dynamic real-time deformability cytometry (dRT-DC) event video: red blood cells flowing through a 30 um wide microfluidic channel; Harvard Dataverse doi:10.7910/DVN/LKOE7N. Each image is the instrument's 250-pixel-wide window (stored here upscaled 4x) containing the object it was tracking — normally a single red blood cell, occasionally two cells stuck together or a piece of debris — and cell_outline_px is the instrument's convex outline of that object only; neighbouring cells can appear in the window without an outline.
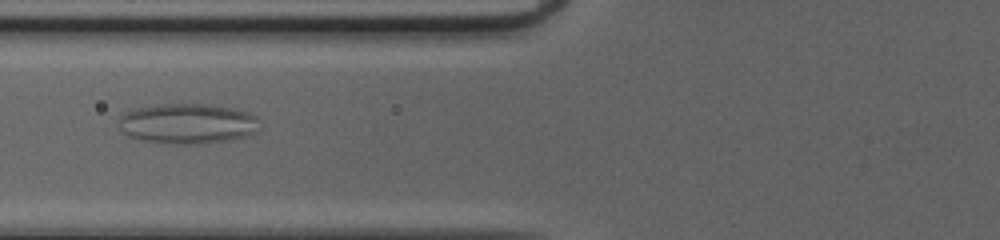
{"species": "common noctule bat (a hibernating species)", "species_latin": "Nyctalus noctula", "temperature_condition": "cold", "stored_images_in_passage": 55, "camera_frame_rate_fps": 3000, "um_per_image_px": 0.085, "animal": {"sex": "female", "body_mass_g": 20.0, "forearm_length_mm": 54.0}, "frame": {"image": 1, "passage_image": 25, "time_ms": 8.0, "image_size_px": [1000, 240], "cell_outline_px": [[256, 132], [244, 136], [204, 144], [164, 144], [144, 140], [128, 136], [120, 128], [120, 116], [124, 112], [136, 108], [160, 104], [208, 104], [236, 108], [256, 116]], "centroid_in_image_um": [15.9, 10.5], "position_along_channel_um": 109.9, "area_um2": 32.89}}
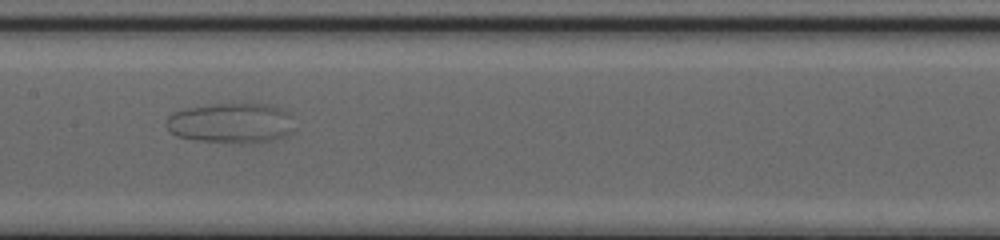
{"frame": {"image": 2, "passage_image": 31, "time_ms": 10.0, "image_size_px": [1000, 240], "cell_outline_px": [[292, 132], [284, 136], [272, 140], [252, 144], [240, 144], [196, 140], [176, 136], [168, 128], [168, 116], [176, 112], [188, 108], [212, 104], [268, 104], [280, 108], [288, 112], [292, 128]], "centroid_in_image_um": [19.66, 10.48], "position_along_channel_um": 187.7, "area_um2": 29.82}}
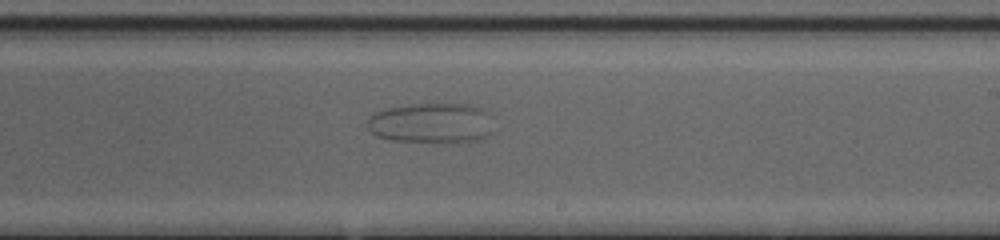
{"frame": {"image": 3, "passage_image": 36, "time_ms": 11.667, "image_size_px": [1000, 240], "cell_outline_px": [[492, 132], [488, 136], [476, 140], [392, 140], [376, 136], [368, 128], [368, 120], [372, 112], [388, 108], [412, 104], [468, 104], [480, 108], [484, 112]], "centroid_in_image_um": [36.58, 10.43], "position_along_channel_um": 252.4, "area_um2": 28.44}}